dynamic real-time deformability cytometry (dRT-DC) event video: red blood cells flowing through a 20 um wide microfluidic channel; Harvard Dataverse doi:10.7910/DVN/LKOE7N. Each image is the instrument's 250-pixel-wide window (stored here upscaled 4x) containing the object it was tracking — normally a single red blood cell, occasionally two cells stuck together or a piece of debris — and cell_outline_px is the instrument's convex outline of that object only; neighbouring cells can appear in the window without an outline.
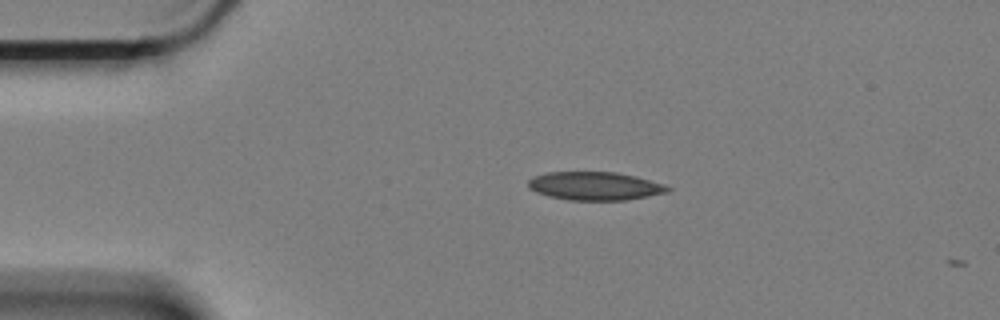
{"species": "Egyptian fruit bat (a non-hibernating species)", "species_latin": "Rousettus aegyptiacus", "temperature_condition": "cold", "stored_images_in_passage": 2, "camera_frame_rate_fps": 3000, "um_per_image_px": 0.085, "animal": {"sex": "female"}, "frame": {"image": 1, "passage_image": 1, "time_ms": 0.0, "image_size_px": [1000, 320], "cell_outline_px": [[672, 188], [668, 192], [648, 196], [624, 200], [568, 200], [548, 196], [536, 192], [528, 184], [528, 180], [532, 176], [544, 172], [616, 172], [636, 176], [664, 184]], "centroid_in_image_um": [50.56, 15.8], "position_along_channel_um": 34.4, "area_um2": 23.06}}